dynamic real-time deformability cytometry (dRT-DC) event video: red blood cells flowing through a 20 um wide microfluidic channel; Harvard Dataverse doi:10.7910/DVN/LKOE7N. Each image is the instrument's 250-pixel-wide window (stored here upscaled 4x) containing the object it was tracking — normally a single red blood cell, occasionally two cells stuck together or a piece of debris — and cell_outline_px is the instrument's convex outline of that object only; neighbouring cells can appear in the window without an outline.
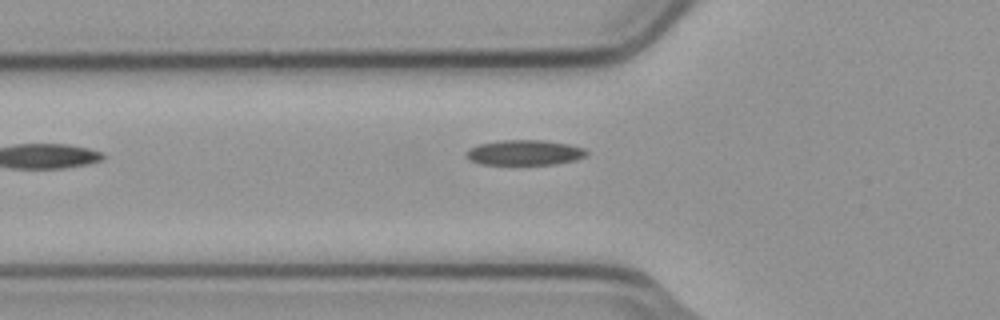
{"species": "common noctule bat (a hibernating species)", "species_latin": "Nyctalus noctula", "temperature_condition": "cold", "stored_images_in_passage": 8, "camera_frame_rate_fps": 3000, "um_per_image_px": 0.085, "animal": {"sex": "male", "body_mass_g": 23.1, "forearm_length_mm": 52.7}, "frame": {"image": 1, "passage_image": 7, "time_ms": 2.0, "image_size_px": [1000, 320], "cell_outline_px": [[588, 152], [584, 156], [576, 160], [556, 164], [480, 164], [472, 160], [468, 156], [468, 148], [476, 144], [500, 140], [544, 140], [568, 144], [584, 148]], "centroid_in_image_um": [44.6, 12.96], "position_along_channel_um": 81.2, "area_um2": 17.57}}
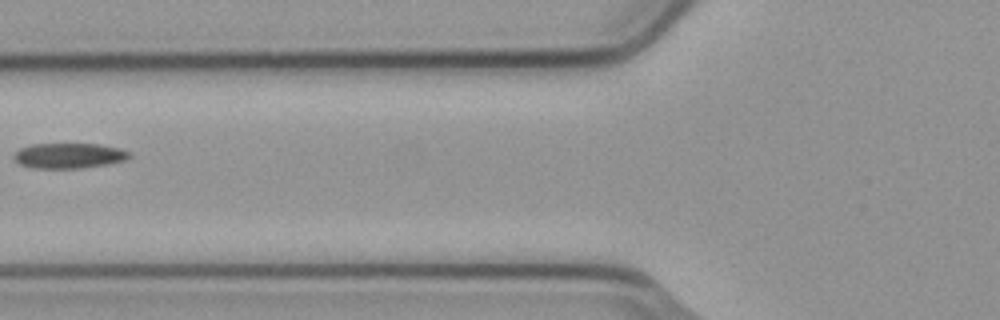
{"frame": {"image": 2, "passage_image": 8, "time_ms": 2.333, "image_size_px": [1000, 320], "cell_outline_px": [[132, 156], [124, 160], [108, 164], [80, 168], [36, 168], [20, 164], [12, 156], [20, 148], [32, 144], [100, 144], [120, 148], [128, 152]], "centroid_in_image_um": [5.87, 13.23], "position_along_channel_um": 119.9, "area_um2": 16.88}}